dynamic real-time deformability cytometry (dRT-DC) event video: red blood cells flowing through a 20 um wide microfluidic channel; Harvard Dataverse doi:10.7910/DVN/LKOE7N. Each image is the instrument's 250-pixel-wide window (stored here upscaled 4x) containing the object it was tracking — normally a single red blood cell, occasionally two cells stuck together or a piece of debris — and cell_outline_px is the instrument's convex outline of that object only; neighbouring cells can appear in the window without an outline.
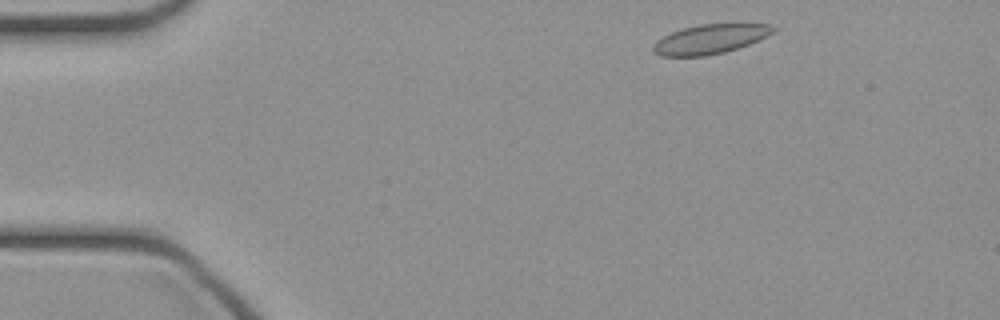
{"species": "common noctule bat (a hibernating species)", "species_latin": "Nyctalus noctula", "temperature_condition": "cold", "stored_images_in_passage": 42, "camera_frame_rate_fps": 3000, "um_per_image_px": 0.085, "animal": {"sex": "female", "body_mass_g": 21.9}, "frame": {"image": 1, "passage_image": 2, "time_ms": 0.333, "image_size_px": [1000, 320], "cell_outline_px": [[776, 28], [772, 32], [748, 44], [724, 52], [704, 56], [660, 56], [652, 52], [652, 44], [656, 40], [672, 32], [684, 28], [700, 24], [768, 24]], "centroid_in_image_um": [60.27, 3.33], "position_along_channel_um": 24.7, "area_um2": 20.23}}
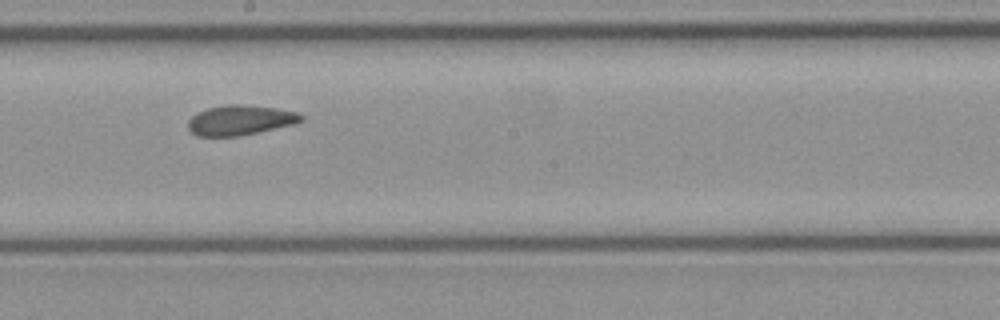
{"frame": {"image": 2, "passage_image": 21, "time_ms": 6.667, "image_size_px": [1000, 320], "cell_outline_px": [[304, 120], [296, 124], [240, 136], [196, 136], [188, 128], [188, 120], [192, 116], [208, 108], [224, 104], [236, 104], [276, 108], [300, 112], [304, 116]], "centroid_in_image_um": [20.47, 10.21], "position_along_channel_um": 227.7, "area_um2": 19.88}}
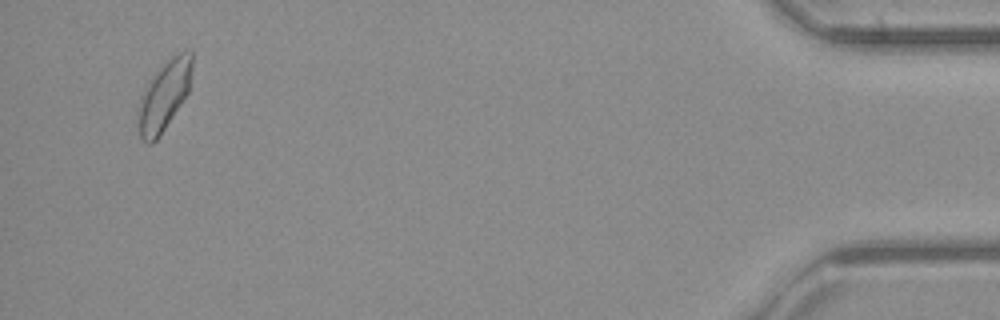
{"frame": {"image": 3, "passage_image": 40, "time_ms": 13.0, "image_size_px": [1000, 320], "cell_outline_px": [[192, 68], [188, 92], [160, 136], [152, 144], [144, 144], [140, 136], [136, 124], [140, 96], [144, 88], [160, 68], [172, 56], [180, 52], [192, 52]], "centroid_in_image_um": [13.91, 8.2], "position_along_channel_um": 421.3, "area_um2": 21.73}}